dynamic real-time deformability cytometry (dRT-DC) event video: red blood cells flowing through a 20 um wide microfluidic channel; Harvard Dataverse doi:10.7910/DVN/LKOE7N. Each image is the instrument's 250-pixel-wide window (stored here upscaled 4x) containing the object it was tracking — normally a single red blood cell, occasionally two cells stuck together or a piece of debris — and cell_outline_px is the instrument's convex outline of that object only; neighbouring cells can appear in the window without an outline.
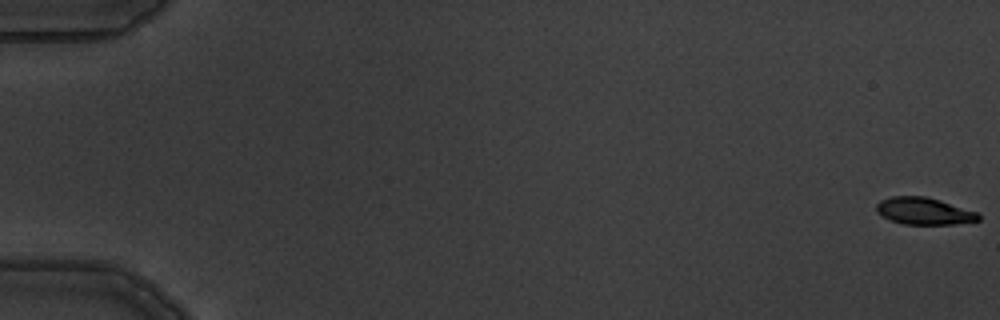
{"species": "common noctule bat (a hibernating species)", "species_latin": "Nyctalus noctula", "temperature_condition": "warm", "stored_images_in_passage": 6, "camera_frame_rate_fps": 3000, "um_per_image_px": 0.085, "animal": {"sex": "male", "body_mass_g": 19.5, "forearm_length_mm": 54.6}, "frame": {"image": 1, "passage_image": 1, "time_ms": 0.0, "image_size_px": [1000, 320], "cell_outline_px": [[980, 220], [952, 224], [904, 224], [888, 220], [876, 212], [876, 204], [880, 200], [892, 196], [924, 196], [940, 200], [976, 212], [980, 216]], "centroid_in_image_um": [78.48, 17.94], "position_along_channel_um": 6.5, "area_um2": 16.01}}
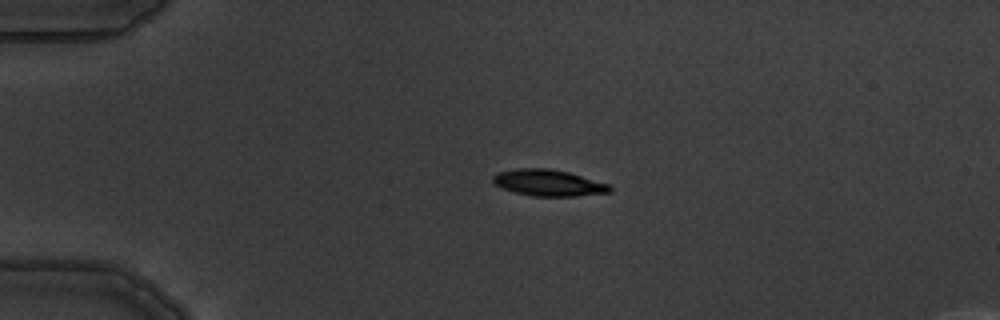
{"frame": {"image": 2, "passage_image": 5, "time_ms": 4.333, "image_size_px": [1000, 320], "cell_outline_px": [[612, 192], [576, 196], [532, 196], [516, 192], [504, 188], [496, 184], [492, 180], [492, 176], [496, 172], [516, 168], [548, 168], [568, 172], [608, 184], [612, 188]], "centroid_in_image_um": [46.61, 15.53], "position_along_channel_um": 38.4, "area_um2": 17.86}}